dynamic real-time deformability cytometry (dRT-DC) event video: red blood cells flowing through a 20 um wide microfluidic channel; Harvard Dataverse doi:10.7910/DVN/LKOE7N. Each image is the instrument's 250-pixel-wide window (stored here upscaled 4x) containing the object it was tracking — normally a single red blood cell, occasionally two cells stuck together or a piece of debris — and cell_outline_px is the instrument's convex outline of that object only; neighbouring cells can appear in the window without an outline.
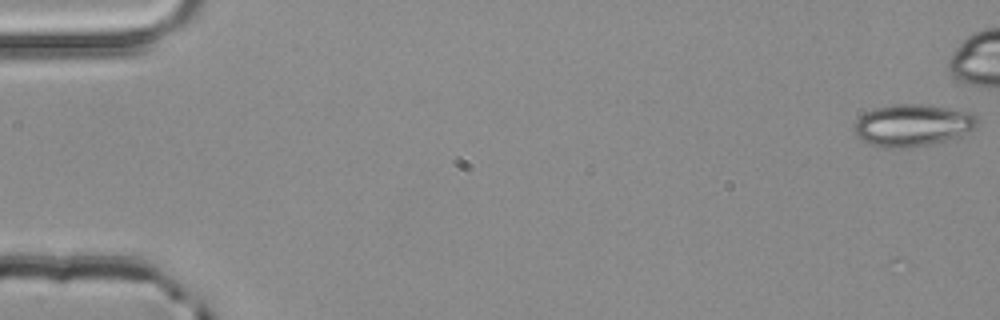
{"species": "common noctule bat (a hibernating species)", "species_latin": "Nyctalus noctula", "temperature_condition": "room temperature", "stored_images_in_passage": 4, "camera_frame_rate_fps": 3000, "um_per_image_px": 0.085, "animal": {"sex": "male", "body_mass_g": 20.4}, "frame": {"image": 1, "passage_image": 1, "time_ms": 0.0, "image_size_px": [1000, 320], "cell_outline_px": [[980, 124], [976, 128], [956, 140], [908, 148], [880, 148], [868, 144], [860, 140], [856, 136], [852, 128], [852, 124], [864, 112], [876, 108], [896, 104], [924, 104], [972, 112], [980, 120]], "centroid_in_image_um": [77.6, 10.67], "position_along_channel_um": 7.4, "area_um2": 31.27}}